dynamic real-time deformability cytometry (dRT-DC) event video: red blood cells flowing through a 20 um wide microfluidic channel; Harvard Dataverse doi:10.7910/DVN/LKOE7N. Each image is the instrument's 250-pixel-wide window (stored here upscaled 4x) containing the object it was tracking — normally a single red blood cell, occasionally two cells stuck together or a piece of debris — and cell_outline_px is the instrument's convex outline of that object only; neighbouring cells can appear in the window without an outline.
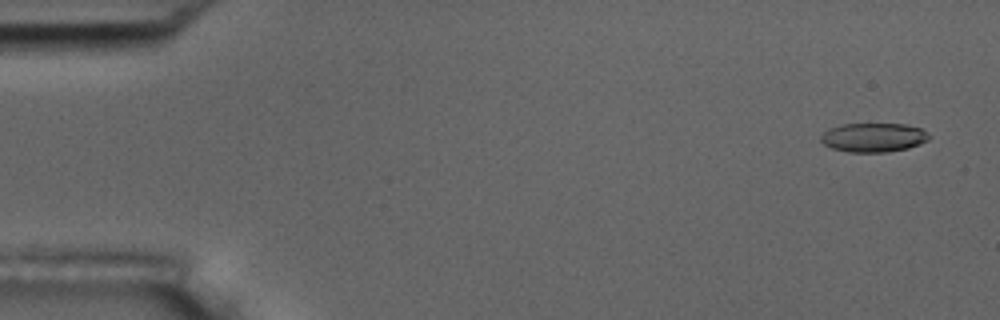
{"species": "common noctule bat (a hibernating species)", "species_latin": "Nyctalus noctula", "temperature_condition": "room temperature", "stored_images_in_passage": 4, "camera_frame_rate_fps": 3000, "um_per_image_px": 0.085, "animal": {"sex": "male", "body_mass_g": 17.5, "forearm_length_mm": 52.3}, "frame": {"image": 1, "passage_image": 1, "time_ms": 0.0, "image_size_px": [1000, 320], "cell_outline_px": [[932, 136], [928, 140], [920, 144], [908, 148], [888, 152], [848, 152], [832, 148], [824, 144], [820, 140], [820, 136], [828, 128], [840, 124], [904, 124], [920, 128]], "centroid_in_image_um": [74.24, 11.68], "position_along_channel_um": 10.8, "area_um2": 18.44}}
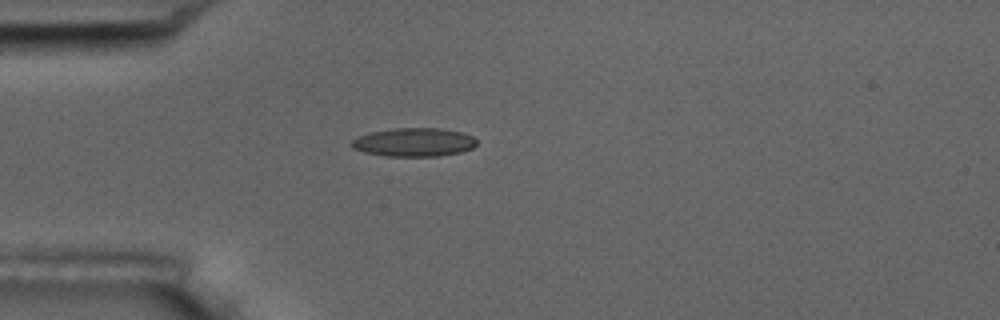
{"frame": {"image": 2, "passage_image": 4, "time_ms": 1.0, "image_size_px": [1000, 320], "cell_outline_px": [[476, 144], [472, 148], [460, 152], [440, 156], [388, 156], [364, 152], [352, 148], [348, 144], [356, 136], [372, 132], [392, 128], [440, 128], [464, 132], [472, 136], [476, 140]], "centroid_in_image_um": [35.16, 12.08], "position_along_channel_um": 49.8, "area_um2": 20.98}}